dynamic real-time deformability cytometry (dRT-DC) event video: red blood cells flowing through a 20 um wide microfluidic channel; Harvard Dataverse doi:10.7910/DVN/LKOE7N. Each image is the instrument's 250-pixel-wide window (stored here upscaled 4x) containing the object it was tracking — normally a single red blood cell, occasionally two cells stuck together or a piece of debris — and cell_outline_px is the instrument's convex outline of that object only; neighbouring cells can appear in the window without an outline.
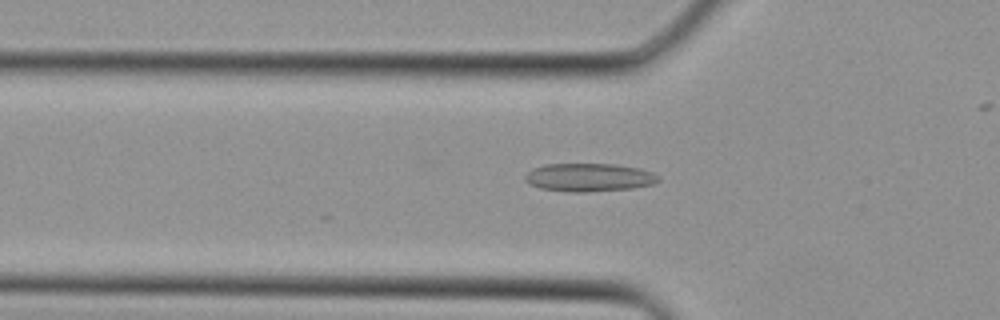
{"species": "Egyptian fruit bat (a non-hibernating species)", "species_latin": "Rousettus aegyptiacus", "temperature_condition": "cold", "stored_images_in_passage": 24, "camera_frame_rate_fps": 3000, "um_per_image_px": 0.085, "animal": {"sex": "female"}, "frame": {"image": 1, "passage_image": 2, "time_ms": 0.333, "image_size_px": [1000, 320], "cell_outline_px": [[660, 180], [652, 184], [632, 188], [588, 192], [572, 192], [540, 188], [528, 184], [524, 180], [524, 176], [532, 168], [544, 164], [616, 164], [640, 168], [652, 172], [660, 176]], "centroid_in_image_um": [50.06, 15.07], "position_along_channel_um": 75.7, "area_um2": 22.08}}
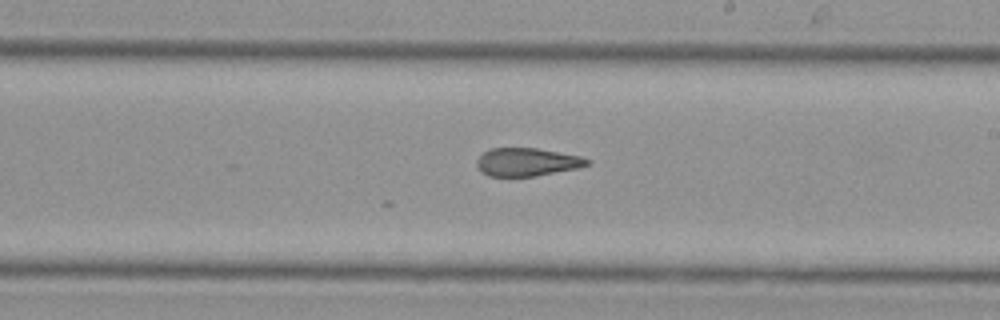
{"frame": {"image": 2, "passage_image": 11, "time_ms": 3.333, "image_size_px": [1000, 320], "cell_outline_px": [[592, 164], [580, 168], [536, 176], [488, 176], [480, 172], [476, 168], [476, 160], [488, 148], [536, 148], [580, 156], [592, 160]], "centroid_in_image_um": [44.8, 13.78], "position_along_channel_um": 244.2, "area_um2": 18.38}}
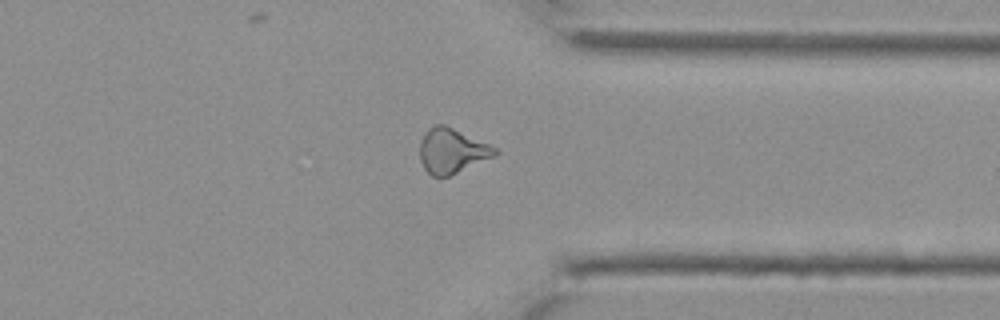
{"frame": {"image": 3, "passage_image": 18, "time_ms": 5.667, "image_size_px": [1000, 320], "cell_outline_px": [[500, 152], [496, 156], [448, 176], [432, 176], [424, 168], [420, 160], [420, 140], [424, 132], [428, 128], [436, 124], [444, 124], [488, 144], [496, 148]], "centroid_in_image_um": [38.4, 12.82], "position_along_channel_um": 373.0, "area_um2": 19.54}}